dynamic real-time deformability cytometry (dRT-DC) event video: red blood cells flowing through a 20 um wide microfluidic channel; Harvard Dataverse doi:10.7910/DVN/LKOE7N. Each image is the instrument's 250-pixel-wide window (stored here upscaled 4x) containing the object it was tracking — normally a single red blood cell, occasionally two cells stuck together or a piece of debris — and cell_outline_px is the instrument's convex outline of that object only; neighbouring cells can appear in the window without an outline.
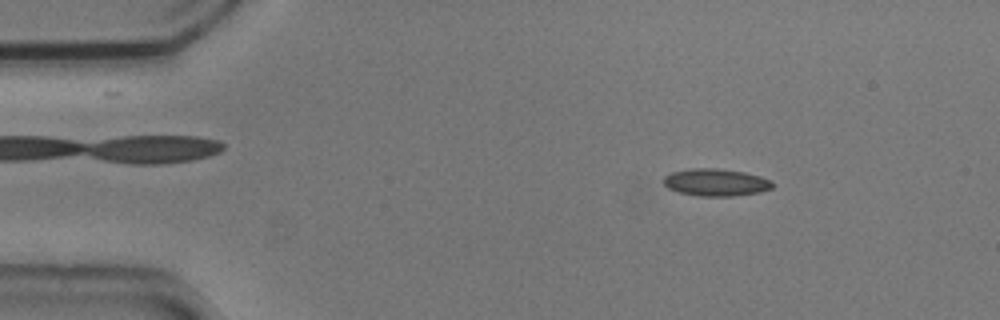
{"species": "common noctule bat (a hibernating species)", "species_latin": "Nyctalus noctula", "temperature_condition": "cold", "stored_images_in_passage": 5, "camera_frame_rate_fps": 3000, "um_per_image_px": 0.085, "animal": {"sex": "male", "body_mass_g": 20.5, "forearm_length_mm": 52.5}, "frame": {"image": 1, "passage_image": 2, "time_ms": 0.333, "image_size_px": [1000, 320], "cell_outline_px": [[772, 188], [760, 192], [732, 196], [700, 196], [680, 192], [668, 188], [664, 184], [664, 176], [672, 172], [692, 168], [716, 168], [744, 172], [760, 176], [772, 180]], "centroid_in_image_um": [60.86, 15.5], "position_along_channel_um": 24.1, "area_um2": 17.22}}
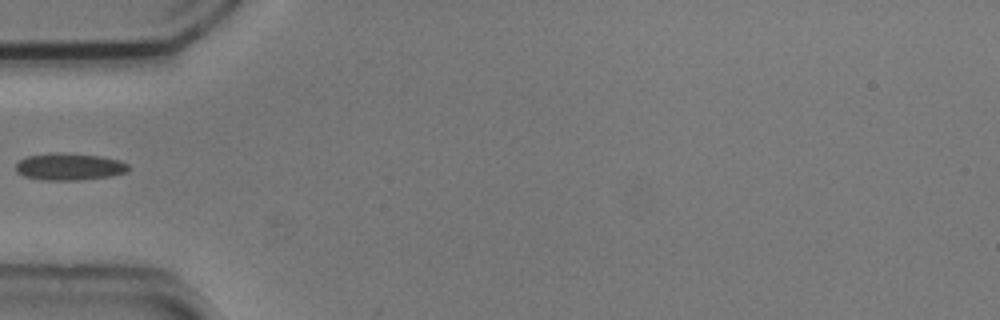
{"frame": {"image": 2, "passage_image": 5, "time_ms": 1.333, "image_size_px": [1000, 320], "cell_outline_px": [[128, 172], [108, 176], [80, 180], [40, 180], [24, 176], [16, 172], [16, 164], [20, 160], [28, 156], [56, 152], [60, 152], [100, 156], [120, 160], [128, 164]], "centroid_in_image_um": [5.88, 14.17], "position_along_channel_um": 79.1, "area_um2": 17.74}}